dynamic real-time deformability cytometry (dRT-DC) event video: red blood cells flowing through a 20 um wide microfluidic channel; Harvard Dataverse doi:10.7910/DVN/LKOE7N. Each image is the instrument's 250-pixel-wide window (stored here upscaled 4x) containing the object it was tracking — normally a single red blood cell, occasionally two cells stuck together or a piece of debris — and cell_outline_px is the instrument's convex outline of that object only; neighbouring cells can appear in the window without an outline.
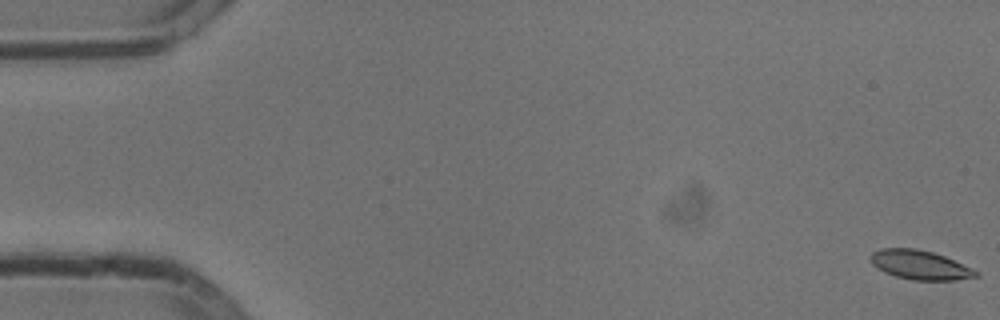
{"species": "common noctule bat (a hibernating species)", "species_latin": "Nyctalus noctula", "temperature_condition": "cold", "stored_images_in_passage": 55, "camera_frame_rate_fps": 3000, "um_per_image_px": 0.085, "animal": {"sex": "male", "body_mass_g": 13.3}, "frame": {"image": 1, "passage_image": 1, "time_ms": 0.0, "image_size_px": [1000, 320], "cell_outline_px": [[980, 276], [956, 280], [912, 280], [896, 276], [884, 272], [872, 264], [872, 252], [880, 248], [916, 248], [932, 252], [944, 256], [972, 268], [980, 272]], "centroid_in_image_um": [78.23, 22.52], "position_along_channel_um": 6.8, "area_um2": 17.86}}
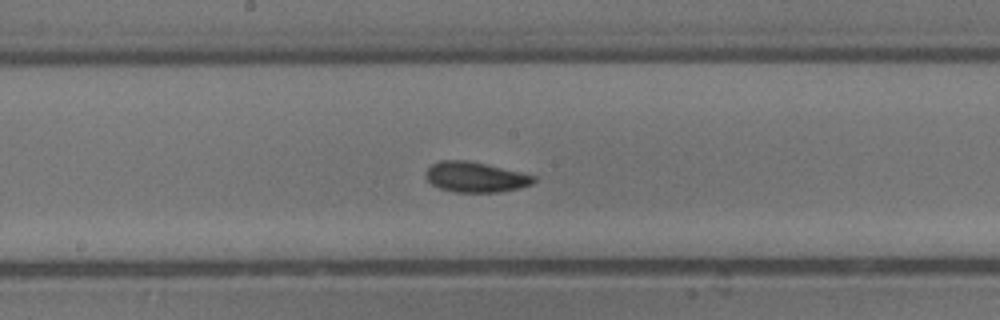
{"frame": {"image": 2, "passage_image": 29, "time_ms": 9.333, "image_size_px": [1000, 320], "cell_outline_px": [[536, 180], [532, 184], [520, 188], [500, 192], [456, 192], [440, 188], [432, 184], [424, 176], [424, 172], [432, 164], [440, 160], [468, 160], [520, 172], [536, 176]], "centroid_in_image_um": [40.4, 15.05], "position_along_channel_um": 207.8, "area_um2": 19.07}}
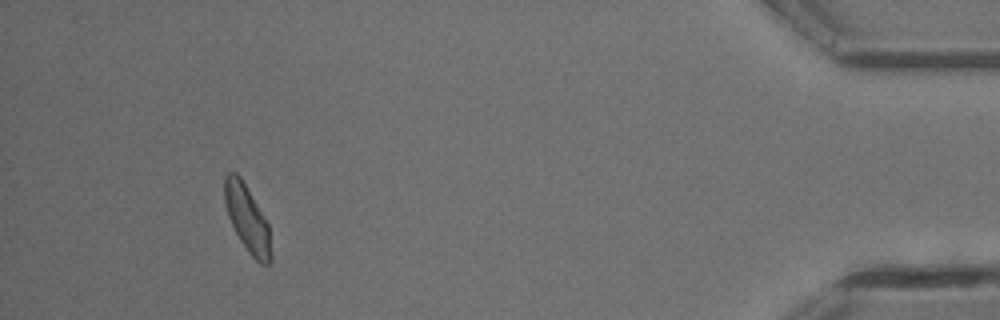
{"frame": {"image": 3, "passage_image": 51, "time_ms": 16.667, "image_size_px": [1000, 320], "cell_outline_px": [[272, 260], [268, 264], [260, 264], [248, 252], [240, 240], [228, 216], [224, 204], [224, 176], [228, 172], [236, 172], [240, 176], [268, 224], [272, 256]], "centroid_in_image_um": [21.0, 18.59], "position_along_channel_um": 414.2, "area_um2": 17.86}, "authors_computed_cell_mechanics": {"area_um2": 18.3226, "velocity_mm_per_s": 3.7757, "shape_relaxation_time_tau1_ms": 4.1583, "shape_relaxation_time_tau2_ms": 2.3658, "deformation_change_tau1": 0.0896, "deformation_change_tau2": 0.0674}}